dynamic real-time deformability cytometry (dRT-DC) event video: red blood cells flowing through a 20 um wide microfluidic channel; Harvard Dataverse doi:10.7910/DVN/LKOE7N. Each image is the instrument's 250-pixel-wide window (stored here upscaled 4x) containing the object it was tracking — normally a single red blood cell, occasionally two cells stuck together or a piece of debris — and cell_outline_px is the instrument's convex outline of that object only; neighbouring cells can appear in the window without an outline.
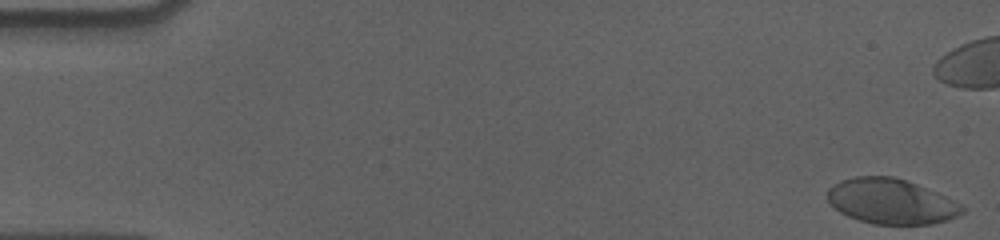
{"species": "human", "species_latin": "Homo sapiens", "temperature_condition": "cold", "stored_images_in_passage": 47, "camera_frame_rate_fps": 3000, "um_per_image_px": 0.085, "donor": {"sex": "male"}, "frame": {"image": 1, "passage_image": 1, "time_ms": 0.0, "image_size_px": [1000, 240], "cell_outline_px": [[964, 212], [948, 220], [932, 224], [872, 224], [848, 216], [840, 212], [828, 200], [828, 188], [840, 180], [856, 176], [892, 176], [916, 184], [936, 192], [960, 204], [964, 208]], "centroid_in_image_um": [75.73, 17.12], "position_along_channel_um": 9.3, "area_um2": 35.14}}
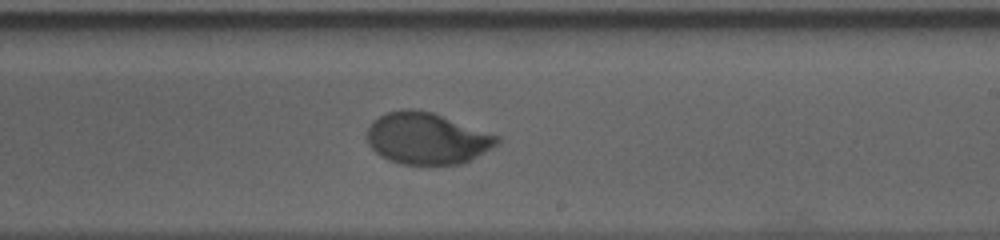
{"frame": {"image": 2, "passage_image": 34, "time_ms": 11.0, "image_size_px": [1000, 240], "cell_outline_px": [[500, 140], [492, 148], [460, 164], [400, 164], [388, 160], [380, 156], [368, 144], [368, 128], [372, 120], [388, 112], [404, 108], [408, 108], [432, 112], [500, 136]], "centroid_in_image_um": [36.27, 11.76], "position_along_channel_um": 252.7, "area_um2": 38.84}}
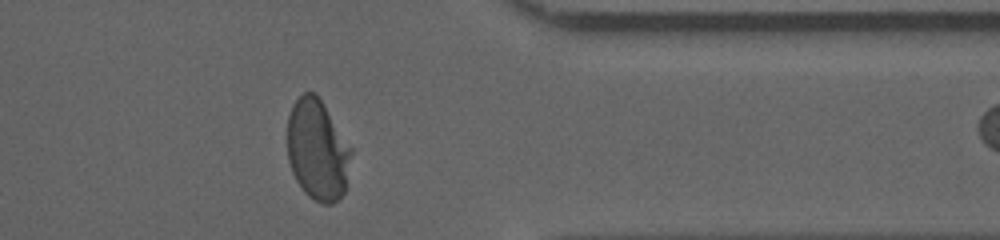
{"frame": {"image": 3, "passage_image": 46, "time_ms": 15.0, "image_size_px": [1000, 240], "cell_outline_px": [[352, 152], [344, 192], [332, 204], [324, 204], [308, 196], [304, 192], [296, 180], [292, 172], [288, 160], [288, 116], [292, 104], [304, 92], [316, 92], [352, 148]], "centroid_in_image_um": [26.98, 12.72], "position_along_channel_um": 384.4, "area_um2": 37.4}}